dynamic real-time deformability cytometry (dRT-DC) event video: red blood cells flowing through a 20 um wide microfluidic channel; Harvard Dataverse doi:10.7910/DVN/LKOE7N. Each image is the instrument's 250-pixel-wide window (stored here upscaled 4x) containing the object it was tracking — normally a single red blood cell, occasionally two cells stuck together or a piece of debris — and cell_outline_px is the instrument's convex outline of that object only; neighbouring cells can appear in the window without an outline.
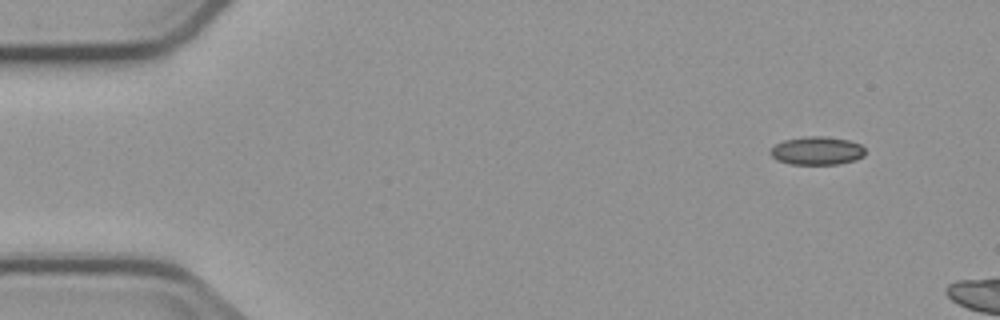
{"species": "common noctule bat (a hibernating species)", "species_latin": "Nyctalus noctula", "temperature_condition": "cold", "stored_images_in_passage": 3, "camera_frame_rate_fps": 3000, "um_per_image_px": 0.085, "animal": {"sex": "male", "body_mass_g": 23.1, "forearm_length_mm": 52.7}, "frame": {"image": 1, "passage_image": 1, "time_ms": 0.0, "image_size_px": [1000, 320], "cell_outline_px": [[864, 156], [856, 160], [836, 164], [792, 164], [776, 160], [768, 152], [776, 144], [784, 140], [804, 136], [824, 136], [848, 140], [860, 144], [864, 148]], "centroid_in_image_um": [69.43, 12.81], "position_along_channel_um": 15.6, "area_um2": 15.61}}